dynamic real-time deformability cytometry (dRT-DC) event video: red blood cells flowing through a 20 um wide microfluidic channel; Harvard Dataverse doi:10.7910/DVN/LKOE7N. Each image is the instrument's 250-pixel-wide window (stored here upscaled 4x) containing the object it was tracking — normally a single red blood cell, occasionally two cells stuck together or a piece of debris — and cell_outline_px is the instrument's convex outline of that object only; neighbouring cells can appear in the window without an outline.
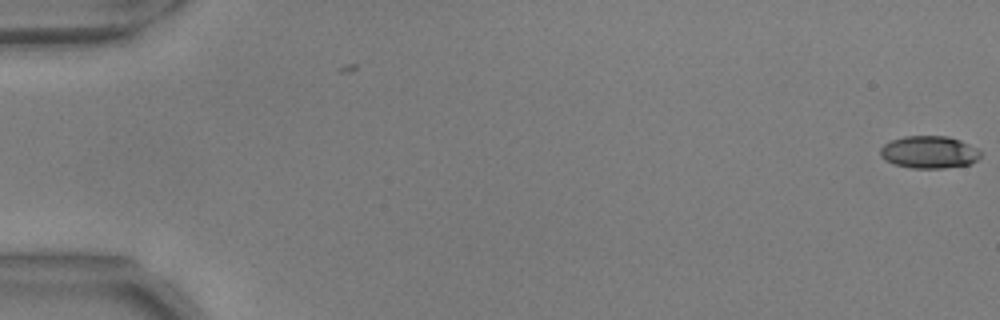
{"species": "common noctule bat (a hibernating species)", "species_latin": "Nyctalus noctula", "temperature_condition": "warm", "stored_images_in_passage": 4, "camera_frame_rate_fps": 3000, "um_per_image_px": 0.085, "animal": {"sex": "male", "body_mass_g": 17.9, "forearm_length_mm": 54.2}, "frame": {"image": 1, "passage_image": 4, "time_ms": 1.0, "image_size_px": [1000, 320], "cell_outline_px": [[980, 156], [972, 164], [944, 168], [912, 168], [892, 164], [884, 160], [880, 156], [880, 148], [884, 144], [892, 140], [904, 136], [948, 136], [960, 140], [980, 148]], "centroid_in_image_um": [78.98, 12.93], "position_along_channel_um": 6.0, "area_um2": 19.19}}